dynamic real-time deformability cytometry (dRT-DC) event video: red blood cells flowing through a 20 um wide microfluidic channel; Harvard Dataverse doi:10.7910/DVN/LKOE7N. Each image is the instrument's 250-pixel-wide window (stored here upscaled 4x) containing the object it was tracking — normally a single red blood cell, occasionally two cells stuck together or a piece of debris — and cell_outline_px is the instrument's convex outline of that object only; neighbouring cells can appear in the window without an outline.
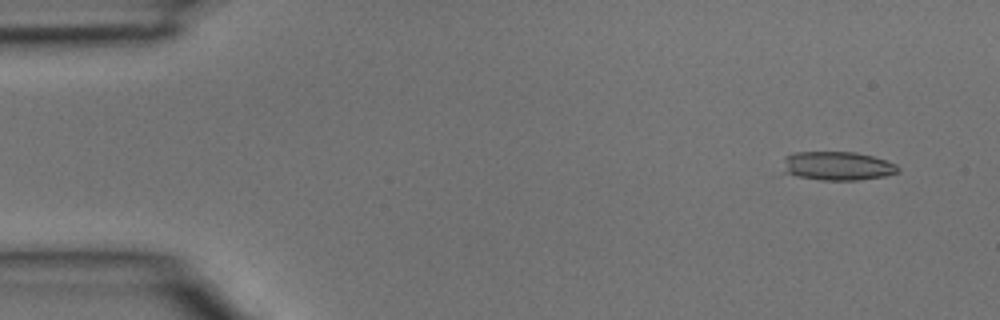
{"species": "common noctule bat (a hibernating species)", "species_latin": "Nyctalus noctula", "temperature_condition": "room temperature", "stored_images_in_passage": 4, "camera_frame_rate_fps": 3000, "um_per_image_px": 0.085, "animal": {"sex": "male", "body_mass_g": 15.6}, "frame": {"image": 1, "passage_image": 1, "time_ms": 0.0, "image_size_px": [1000, 320], "cell_outline_px": [[900, 172], [884, 176], [856, 180], [820, 180], [796, 176], [780, 172], [784, 156], [792, 152], [856, 152], [872, 156], [896, 164], [900, 168]], "centroid_in_image_um": [71.1, 14.1], "position_along_channel_um": 13.9, "area_um2": 19.65}}
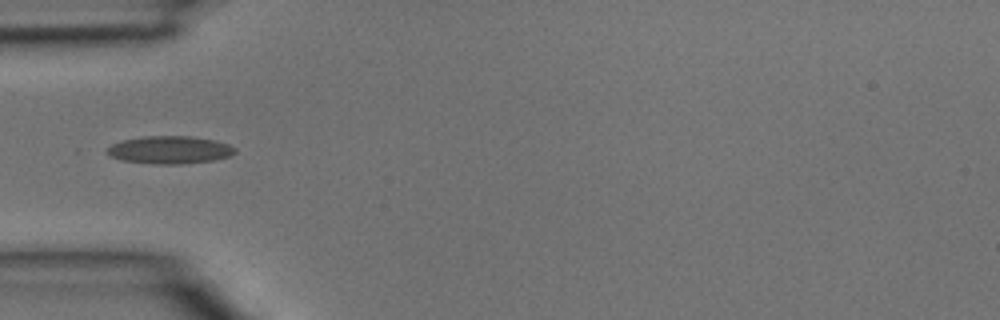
{"frame": {"image": 2, "passage_image": 4, "time_ms": 1.0, "image_size_px": [1000, 320], "cell_outline_px": [[236, 152], [228, 156], [212, 160], [180, 164], [156, 164], [120, 160], [112, 156], [108, 152], [108, 148], [112, 144], [124, 140], [144, 136], [192, 136], [216, 140], [228, 144], [236, 148]], "centroid_in_image_um": [14.46, 12.73], "position_along_channel_um": 70.5, "area_um2": 20.46}}